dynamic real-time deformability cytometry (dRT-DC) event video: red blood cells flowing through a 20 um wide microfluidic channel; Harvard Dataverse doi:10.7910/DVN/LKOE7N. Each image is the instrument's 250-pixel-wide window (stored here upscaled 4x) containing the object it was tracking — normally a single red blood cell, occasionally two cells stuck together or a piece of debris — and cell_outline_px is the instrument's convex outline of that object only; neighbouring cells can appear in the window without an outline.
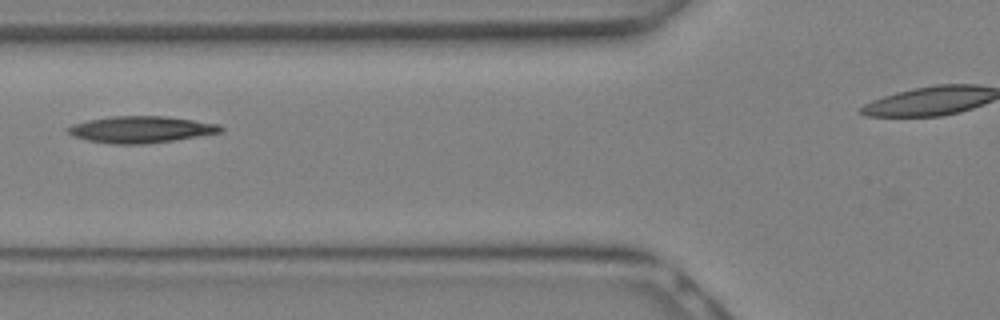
{"species": "Egyptian fruit bat (a non-hibernating species)", "species_latin": "Rousettus aegyptiacus", "temperature_condition": "warm", "stored_images_in_passage": 5, "camera_frame_rate_fps": 3000, "um_per_image_px": 0.085, "animal": {"sex": "female"}, "frame": {"image": 1, "passage_image": 4, "time_ms": 1.0, "image_size_px": [1000, 320], "cell_outline_px": [[224, 132], [176, 140], [144, 144], [112, 144], [88, 140], [72, 136], [68, 132], [68, 128], [72, 124], [88, 120], [112, 116], [164, 116], [220, 124], [224, 128]], "centroid_in_image_um": [12.02, 11.01], "position_along_channel_um": 113.8, "area_um2": 23.76}}